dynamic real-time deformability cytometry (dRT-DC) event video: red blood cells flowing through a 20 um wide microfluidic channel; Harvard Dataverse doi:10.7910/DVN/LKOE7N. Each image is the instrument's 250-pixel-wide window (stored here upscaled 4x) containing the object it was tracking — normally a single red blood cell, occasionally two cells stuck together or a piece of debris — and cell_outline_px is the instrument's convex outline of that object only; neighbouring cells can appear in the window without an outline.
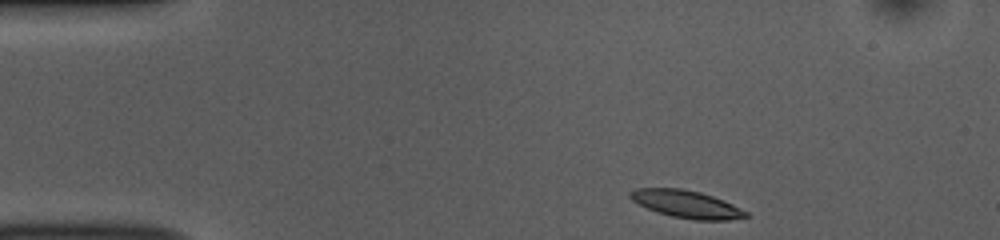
{"species": "common noctule bat (a hibernating species)", "species_latin": "Nyctalus noctula", "temperature_condition": "room temperature", "stored_images_in_passage": 45, "camera_frame_rate_fps": 3000, "um_per_image_px": 0.085, "animal": {"sex": "female", "body_mass_g": 10.0, "forearm_length_mm": 53.1}, "frame": {"image": 1, "passage_image": 1, "time_ms": 0.0, "image_size_px": [1000, 240], "cell_outline_px": [[748, 216], [728, 220], [696, 220], [672, 216], [656, 212], [632, 200], [628, 196], [628, 192], [636, 188], [680, 188], [700, 192], [724, 200], [748, 212]], "centroid_in_image_um": [58.33, 17.34], "position_along_channel_um": 26.7, "area_um2": 18.44}}
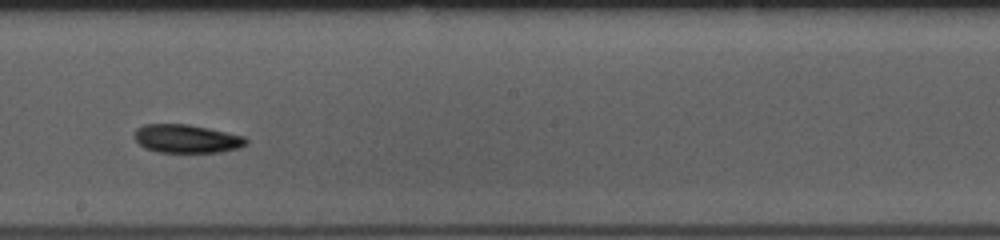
{"frame": {"image": 2, "passage_image": 22, "time_ms": 7.0, "image_size_px": [1000, 240], "cell_outline_px": [[248, 144], [240, 148], [220, 152], [156, 152], [144, 148], [132, 136], [136, 128], [144, 124], [188, 124], [208, 128], [244, 136], [248, 140]], "centroid_in_image_um": [15.85, 11.79], "position_along_channel_um": 232.4, "area_um2": 18.67}}
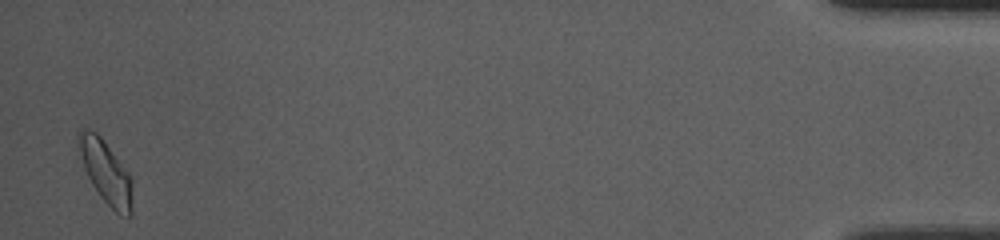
{"frame": {"image": 3, "passage_image": 44, "time_ms": 14.333, "image_size_px": [1000, 240], "cell_outline_px": [[132, 216], [120, 216], [100, 196], [92, 184], [84, 168], [76, 140], [76, 132], [80, 128], [88, 128], [96, 132], [100, 136], [128, 172], [132, 180]], "centroid_in_image_um": [8.97, 14.6], "position_along_channel_um": 426.2, "area_um2": 19.77}, "authors_computed_cell_mechanics": {"area_um2": 18.496, "velocity_mm_per_s": 3.8258, "shape_relaxation_time_tau1_ms": 2.1662, "shape_relaxation_time_tau2_ms": null, "deformation_change_tau1": 0.0868, "deformation_change_tau2": null}}